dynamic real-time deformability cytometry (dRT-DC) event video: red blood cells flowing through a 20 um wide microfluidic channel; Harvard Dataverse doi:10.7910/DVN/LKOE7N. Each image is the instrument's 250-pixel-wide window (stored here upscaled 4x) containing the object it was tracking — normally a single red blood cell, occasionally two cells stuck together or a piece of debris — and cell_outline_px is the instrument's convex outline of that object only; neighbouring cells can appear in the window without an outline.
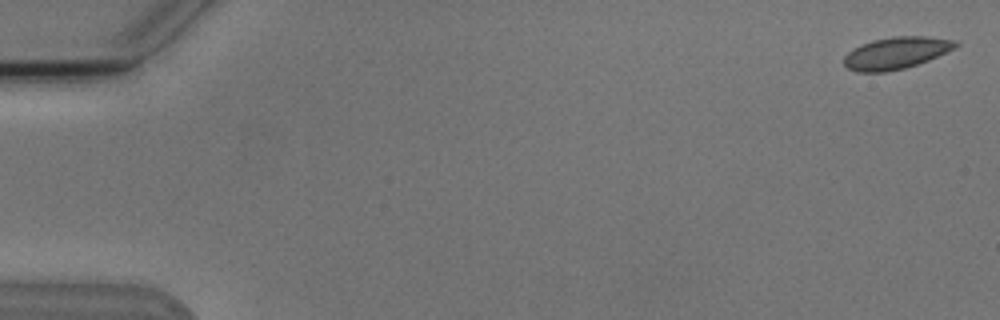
{"species": "Egyptian fruit bat (a non-hibernating species)", "species_latin": "Rousettus aegyptiacus", "temperature_condition": "cold", "stored_images_in_passage": 7, "camera_frame_rate_fps": 3000, "um_per_image_px": 0.085, "animal": {"sex": "male"}, "frame": {"image": 1, "passage_image": 1, "time_ms": 0.0, "image_size_px": [1000, 320], "cell_outline_px": [[960, 44], [928, 60], [904, 68], [888, 72], [856, 72], [848, 68], [844, 64], [844, 56], [852, 48], [860, 44], [872, 40], [892, 36], [928, 36], [956, 40]], "centroid_in_image_um": [76.12, 4.49], "position_along_channel_um": 8.9, "area_um2": 20.75}}
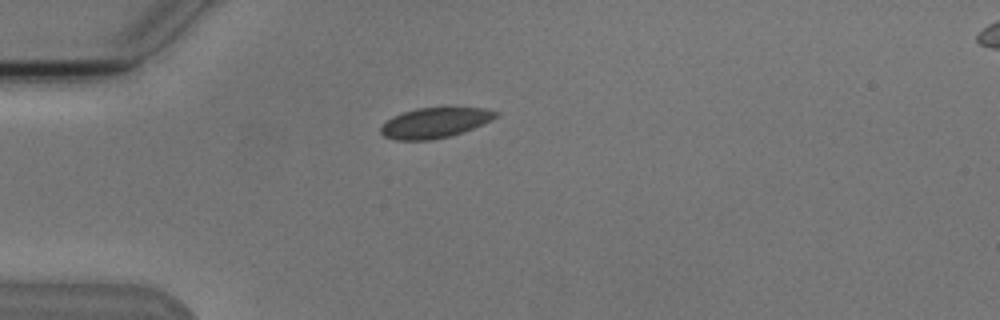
{"frame": {"image": 2, "passage_image": 5, "time_ms": 4.667, "image_size_px": [1000, 320], "cell_outline_px": [[500, 112], [492, 120], [464, 132], [452, 136], [432, 140], [396, 140], [384, 136], [380, 132], [380, 128], [392, 116], [416, 108], [484, 108]], "centroid_in_image_um": [36.97, 10.45], "position_along_channel_um": 48.0, "area_um2": 20.23}}
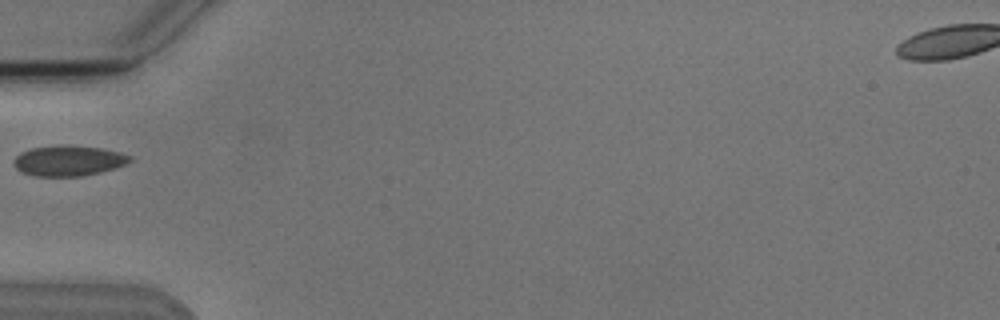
{"frame": {"image": 3, "passage_image": 6, "time_ms": 6.0, "image_size_px": [1000, 320], "cell_outline_px": [[132, 160], [124, 164], [100, 172], [80, 176], [32, 176], [20, 172], [12, 164], [12, 160], [20, 152], [32, 148], [56, 144], [68, 144], [100, 148], [120, 152], [132, 156]], "centroid_in_image_um": [5.75, 13.64], "position_along_channel_um": 79.2, "area_um2": 20.87}}